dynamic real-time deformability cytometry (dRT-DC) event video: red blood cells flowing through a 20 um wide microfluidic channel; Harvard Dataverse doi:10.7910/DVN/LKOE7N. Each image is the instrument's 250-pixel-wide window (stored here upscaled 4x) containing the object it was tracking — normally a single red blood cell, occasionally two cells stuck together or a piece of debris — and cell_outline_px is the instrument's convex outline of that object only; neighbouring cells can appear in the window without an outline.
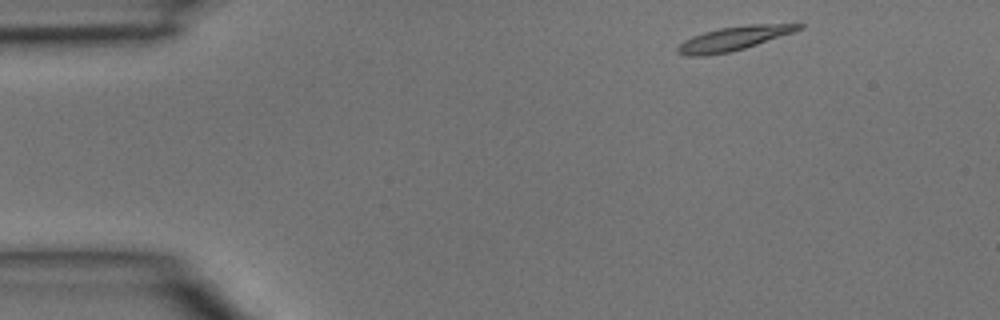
{"species": "common noctule bat (a hibernating species)", "species_latin": "Nyctalus noctula", "temperature_condition": "room temperature", "stored_images_in_passage": 4, "segment_of_instrument_passage": [1, 2], "camera_frame_rate_fps": 3000, "um_per_image_px": 0.085, "animal": {"sex": "male", "body_mass_g": 15.6}, "frame": {"image": 1, "passage_image": 1, "time_ms": 0.0, "image_size_px": [1000, 320], "cell_outline_px": [[804, 28], [744, 48], [728, 52], [704, 56], [688, 56], [676, 52], [676, 48], [684, 40], [692, 36], [704, 32], [720, 28], [748, 24], [804, 24]], "centroid_in_image_um": [62.31, 3.27], "position_along_channel_um": 22.7, "area_um2": 16.65}}